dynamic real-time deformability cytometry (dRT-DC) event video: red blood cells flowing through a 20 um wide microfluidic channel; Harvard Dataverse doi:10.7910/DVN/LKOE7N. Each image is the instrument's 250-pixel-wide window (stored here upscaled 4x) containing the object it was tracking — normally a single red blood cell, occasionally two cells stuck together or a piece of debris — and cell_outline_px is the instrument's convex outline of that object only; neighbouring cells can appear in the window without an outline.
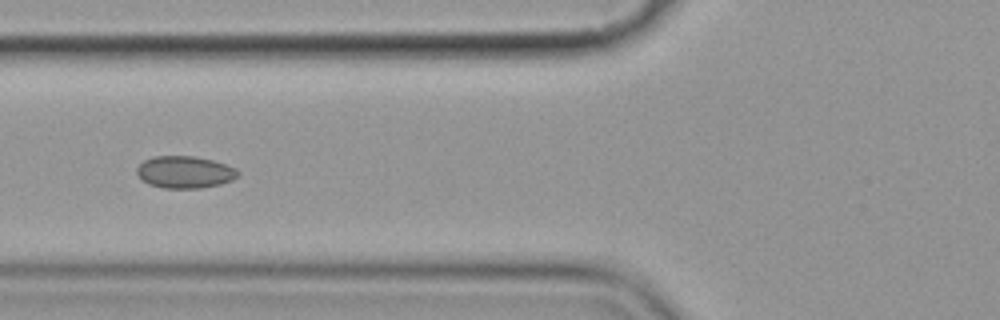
{"species": "common noctule bat (a hibernating species)", "species_latin": "Nyctalus noctula", "temperature_condition": "cold", "stored_images_in_passage": 17, "camera_frame_rate_fps": 3000, "um_per_image_px": 0.085, "animal": {"sex": "female", "body_mass_g": 19.9}, "frame": {"image": 1, "passage_image": 8, "time_ms": 9.0, "image_size_px": [1000, 320], "cell_outline_px": [[240, 172], [232, 180], [220, 184], [200, 188], [164, 188], [148, 184], [136, 172], [136, 168], [144, 160], [152, 156], [192, 156], [212, 160], [236, 168]], "centroid_in_image_um": [15.7, 14.62], "position_along_channel_um": 110.1, "area_um2": 18.79}}
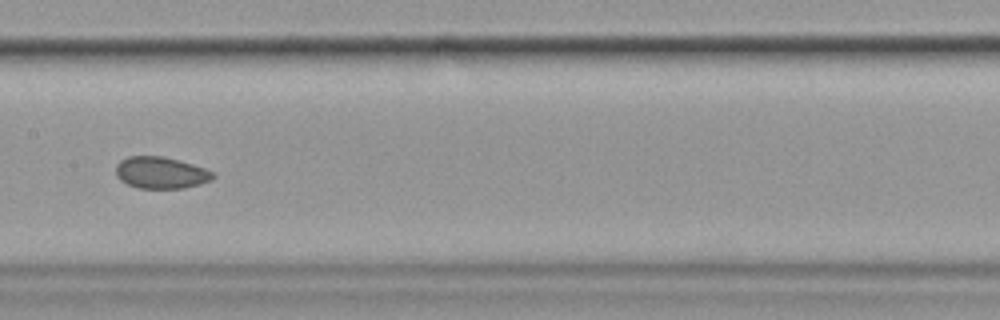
{"frame": {"image": 2, "passage_image": 10, "time_ms": 11.333, "image_size_px": [1000, 320], "cell_outline_px": [[216, 176], [212, 180], [200, 184], [184, 188], [136, 188], [120, 180], [116, 176], [116, 164], [120, 160], [128, 156], [164, 156], [192, 164], [204, 168], [212, 172]], "centroid_in_image_um": [13.66, 14.68], "position_along_channel_um": 193.7, "area_um2": 18.03}}